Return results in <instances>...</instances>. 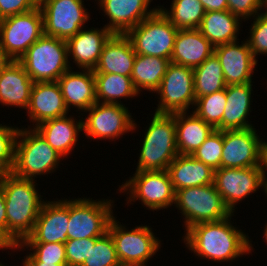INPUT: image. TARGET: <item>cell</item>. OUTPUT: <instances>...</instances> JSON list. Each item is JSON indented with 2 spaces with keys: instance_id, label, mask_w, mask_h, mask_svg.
<instances>
[{
  "instance_id": "obj_39",
  "label": "cell",
  "mask_w": 267,
  "mask_h": 266,
  "mask_svg": "<svg viewBox=\"0 0 267 266\" xmlns=\"http://www.w3.org/2000/svg\"><path fill=\"white\" fill-rule=\"evenodd\" d=\"M18 131L19 127L0 124V173L12 171Z\"/></svg>"
},
{
  "instance_id": "obj_1",
  "label": "cell",
  "mask_w": 267,
  "mask_h": 266,
  "mask_svg": "<svg viewBox=\"0 0 267 266\" xmlns=\"http://www.w3.org/2000/svg\"><path fill=\"white\" fill-rule=\"evenodd\" d=\"M229 217L215 222H204L188 228L182 238L186 247L199 259L214 262H233L244 254L252 253V241ZM232 222V223H231Z\"/></svg>"
},
{
  "instance_id": "obj_17",
  "label": "cell",
  "mask_w": 267,
  "mask_h": 266,
  "mask_svg": "<svg viewBox=\"0 0 267 266\" xmlns=\"http://www.w3.org/2000/svg\"><path fill=\"white\" fill-rule=\"evenodd\" d=\"M69 200L44 201L32 233L21 243H66Z\"/></svg>"
},
{
  "instance_id": "obj_21",
  "label": "cell",
  "mask_w": 267,
  "mask_h": 266,
  "mask_svg": "<svg viewBox=\"0 0 267 266\" xmlns=\"http://www.w3.org/2000/svg\"><path fill=\"white\" fill-rule=\"evenodd\" d=\"M113 33L105 26L86 30L81 29L75 36L66 41L68 58L75 63L79 69L94 70L98 64L104 44Z\"/></svg>"
},
{
  "instance_id": "obj_27",
  "label": "cell",
  "mask_w": 267,
  "mask_h": 266,
  "mask_svg": "<svg viewBox=\"0 0 267 266\" xmlns=\"http://www.w3.org/2000/svg\"><path fill=\"white\" fill-rule=\"evenodd\" d=\"M252 86V83L226 86L227 102L222 116V131L254 127L248 121L252 111Z\"/></svg>"
},
{
  "instance_id": "obj_18",
  "label": "cell",
  "mask_w": 267,
  "mask_h": 266,
  "mask_svg": "<svg viewBox=\"0 0 267 266\" xmlns=\"http://www.w3.org/2000/svg\"><path fill=\"white\" fill-rule=\"evenodd\" d=\"M214 53L222 66L226 85L253 83L252 77L258 64L245 40L215 46Z\"/></svg>"
},
{
  "instance_id": "obj_30",
  "label": "cell",
  "mask_w": 267,
  "mask_h": 266,
  "mask_svg": "<svg viewBox=\"0 0 267 266\" xmlns=\"http://www.w3.org/2000/svg\"><path fill=\"white\" fill-rule=\"evenodd\" d=\"M242 21L229 10L206 11L198 30L215 47L238 41Z\"/></svg>"
},
{
  "instance_id": "obj_47",
  "label": "cell",
  "mask_w": 267,
  "mask_h": 266,
  "mask_svg": "<svg viewBox=\"0 0 267 266\" xmlns=\"http://www.w3.org/2000/svg\"><path fill=\"white\" fill-rule=\"evenodd\" d=\"M29 253V254H28ZM26 254V258L28 259L30 266H67V264H55L49 262H39L30 252Z\"/></svg>"
},
{
  "instance_id": "obj_5",
  "label": "cell",
  "mask_w": 267,
  "mask_h": 266,
  "mask_svg": "<svg viewBox=\"0 0 267 266\" xmlns=\"http://www.w3.org/2000/svg\"><path fill=\"white\" fill-rule=\"evenodd\" d=\"M19 62L33 82L57 81L66 71L73 69L66 41L45 34L28 48Z\"/></svg>"
},
{
  "instance_id": "obj_19",
  "label": "cell",
  "mask_w": 267,
  "mask_h": 266,
  "mask_svg": "<svg viewBox=\"0 0 267 266\" xmlns=\"http://www.w3.org/2000/svg\"><path fill=\"white\" fill-rule=\"evenodd\" d=\"M153 0H98V7L107 16L104 25L113 34H126L131 28L153 15L158 8L149 5Z\"/></svg>"
},
{
  "instance_id": "obj_51",
  "label": "cell",
  "mask_w": 267,
  "mask_h": 266,
  "mask_svg": "<svg viewBox=\"0 0 267 266\" xmlns=\"http://www.w3.org/2000/svg\"><path fill=\"white\" fill-rule=\"evenodd\" d=\"M266 225H265V228H264V233H263V237H264V239H265V241L264 242H266V244H267V223H265Z\"/></svg>"
},
{
  "instance_id": "obj_46",
  "label": "cell",
  "mask_w": 267,
  "mask_h": 266,
  "mask_svg": "<svg viewBox=\"0 0 267 266\" xmlns=\"http://www.w3.org/2000/svg\"><path fill=\"white\" fill-rule=\"evenodd\" d=\"M261 170L263 173V179L267 180V141L263 140L261 146Z\"/></svg>"
},
{
  "instance_id": "obj_11",
  "label": "cell",
  "mask_w": 267,
  "mask_h": 266,
  "mask_svg": "<svg viewBox=\"0 0 267 266\" xmlns=\"http://www.w3.org/2000/svg\"><path fill=\"white\" fill-rule=\"evenodd\" d=\"M43 34L67 41L90 20L84 0H39Z\"/></svg>"
},
{
  "instance_id": "obj_16",
  "label": "cell",
  "mask_w": 267,
  "mask_h": 266,
  "mask_svg": "<svg viewBox=\"0 0 267 266\" xmlns=\"http://www.w3.org/2000/svg\"><path fill=\"white\" fill-rule=\"evenodd\" d=\"M256 128L223 130L221 168L259 167L261 164L260 138Z\"/></svg>"
},
{
  "instance_id": "obj_52",
  "label": "cell",
  "mask_w": 267,
  "mask_h": 266,
  "mask_svg": "<svg viewBox=\"0 0 267 266\" xmlns=\"http://www.w3.org/2000/svg\"><path fill=\"white\" fill-rule=\"evenodd\" d=\"M264 193L266 194L265 196L267 197V180H264Z\"/></svg>"
},
{
  "instance_id": "obj_45",
  "label": "cell",
  "mask_w": 267,
  "mask_h": 266,
  "mask_svg": "<svg viewBox=\"0 0 267 266\" xmlns=\"http://www.w3.org/2000/svg\"><path fill=\"white\" fill-rule=\"evenodd\" d=\"M205 11L228 10L227 0H200Z\"/></svg>"
},
{
  "instance_id": "obj_40",
  "label": "cell",
  "mask_w": 267,
  "mask_h": 266,
  "mask_svg": "<svg viewBox=\"0 0 267 266\" xmlns=\"http://www.w3.org/2000/svg\"><path fill=\"white\" fill-rule=\"evenodd\" d=\"M252 20L253 23H251L249 30L250 36L246 41L257 60L258 55L267 54V9L260 12Z\"/></svg>"
},
{
  "instance_id": "obj_9",
  "label": "cell",
  "mask_w": 267,
  "mask_h": 266,
  "mask_svg": "<svg viewBox=\"0 0 267 266\" xmlns=\"http://www.w3.org/2000/svg\"><path fill=\"white\" fill-rule=\"evenodd\" d=\"M112 203L111 199L90 197L69 200L68 240L102 237L114 217Z\"/></svg>"
},
{
  "instance_id": "obj_20",
  "label": "cell",
  "mask_w": 267,
  "mask_h": 266,
  "mask_svg": "<svg viewBox=\"0 0 267 266\" xmlns=\"http://www.w3.org/2000/svg\"><path fill=\"white\" fill-rule=\"evenodd\" d=\"M26 116L33 128L44 121L65 116L69 113L57 81L34 82ZM35 124V125H34Z\"/></svg>"
},
{
  "instance_id": "obj_32",
  "label": "cell",
  "mask_w": 267,
  "mask_h": 266,
  "mask_svg": "<svg viewBox=\"0 0 267 266\" xmlns=\"http://www.w3.org/2000/svg\"><path fill=\"white\" fill-rule=\"evenodd\" d=\"M94 76L98 103L122 105L119 99H129L140 95L129 76L114 73H94Z\"/></svg>"
},
{
  "instance_id": "obj_38",
  "label": "cell",
  "mask_w": 267,
  "mask_h": 266,
  "mask_svg": "<svg viewBox=\"0 0 267 266\" xmlns=\"http://www.w3.org/2000/svg\"><path fill=\"white\" fill-rule=\"evenodd\" d=\"M223 152V131L215 129L192 156L210 166L213 170L221 168Z\"/></svg>"
},
{
  "instance_id": "obj_44",
  "label": "cell",
  "mask_w": 267,
  "mask_h": 266,
  "mask_svg": "<svg viewBox=\"0 0 267 266\" xmlns=\"http://www.w3.org/2000/svg\"><path fill=\"white\" fill-rule=\"evenodd\" d=\"M0 232L7 238V213L3 188L0 185Z\"/></svg>"
},
{
  "instance_id": "obj_14",
  "label": "cell",
  "mask_w": 267,
  "mask_h": 266,
  "mask_svg": "<svg viewBox=\"0 0 267 266\" xmlns=\"http://www.w3.org/2000/svg\"><path fill=\"white\" fill-rule=\"evenodd\" d=\"M154 93L159 95L155 113L189 111L196 100L193 69L170 62L160 87Z\"/></svg>"
},
{
  "instance_id": "obj_26",
  "label": "cell",
  "mask_w": 267,
  "mask_h": 266,
  "mask_svg": "<svg viewBox=\"0 0 267 266\" xmlns=\"http://www.w3.org/2000/svg\"><path fill=\"white\" fill-rule=\"evenodd\" d=\"M214 48L198 29H179L170 62L194 69L214 53Z\"/></svg>"
},
{
  "instance_id": "obj_23",
  "label": "cell",
  "mask_w": 267,
  "mask_h": 266,
  "mask_svg": "<svg viewBox=\"0 0 267 266\" xmlns=\"http://www.w3.org/2000/svg\"><path fill=\"white\" fill-rule=\"evenodd\" d=\"M33 81L19 61H12L0 72V104L27 109Z\"/></svg>"
},
{
  "instance_id": "obj_12",
  "label": "cell",
  "mask_w": 267,
  "mask_h": 266,
  "mask_svg": "<svg viewBox=\"0 0 267 266\" xmlns=\"http://www.w3.org/2000/svg\"><path fill=\"white\" fill-rule=\"evenodd\" d=\"M87 117H83V133L86 138L116 141L137 128V123L132 118L125 104H107L96 102L87 111Z\"/></svg>"
},
{
  "instance_id": "obj_41",
  "label": "cell",
  "mask_w": 267,
  "mask_h": 266,
  "mask_svg": "<svg viewBox=\"0 0 267 266\" xmlns=\"http://www.w3.org/2000/svg\"><path fill=\"white\" fill-rule=\"evenodd\" d=\"M228 10L244 22L267 9L264 0H227Z\"/></svg>"
},
{
  "instance_id": "obj_50",
  "label": "cell",
  "mask_w": 267,
  "mask_h": 266,
  "mask_svg": "<svg viewBox=\"0 0 267 266\" xmlns=\"http://www.w3.org/2000/svg\"><path fill=\"white\" fill-rule=\"evenodd\" d=\"M23 258L24 259H22V265L23 266H30V263H29L28 259L26 257H23ZM0 266H5V265L2 262H0ZM6 266H8V265H6Z\"/></svg>"
},
{
  "instance_id": "obj_28",
  "label": "cell",
  "mask_w": 267,
  "mask_h": 266,
  "mask_svg": "<svg viewBox=\"0 0 267 266\" xmlns=\"http://www.w3.org/2000/svg\"><path fill=\"white\" fill-rule=\"evenodd\" d=\"M175 191L213 184L214 170L192 155H178L167 168Z\"/></svg>"
},
{
  "instance_id": "obj_13",
  "label": "cell",
  "mask_w": 267,
  "mask_h": 266,
  "mask_svg": "<svg viewBox=\"0 0 267 266\" xmlns=\"http://www.w3.org/2000/svg\"><path fill=\"white\" fill-rule=\"evenodd\" d=\"M43 35V16L39 6L0 20V46L14 61H19Z\"/></svg>"
},
{
  "instance_id": "obj_3",
  "label": "cell",
  "mask_w": 267,
  "mask_h": 266,
  "mask_svg": "<svg viewBox=\"0 0 267 266\" xmlns=\"http://www.w3.org/2000/svg\"><path fill=\"white\" fill-rule=\"evenodd\" d=\"M136 171H164L179 155L174 113H153L145 129Z\"/></svg>"
},
{
  "instance_id": "obj_35",
  "label": "cell",
  "mask_w": 267,
  "mask_h": 266,
  "mask_svg": "<svg viewBox=\"0 0 267 266\" xmlns=\"http://www.w3.org/2000/svg\"><path fill=\"white\" fill-rule=\"evenodd\" d=\"M227 98L226 88L212 94L196 98L192 109L198 117L210 124L214 129L222 130V116Z\"/></svg>"
},
{
  "instance_id": "obj_33",
  "label": "cell",
  "mask_w": 267,
  "mask_h": 266,
  "mask_svg": "<svg viewBox=\"0 0 267 266\" xmlns=\"http://www.w3.org/2000/svg\"><path fill=\"white\" fill-rule=\"evenodd\" d=\"M195 98L226 88L222 66L213 53L201 65L193 69Z\"/></svg>"
},
{
  "instance_id": "obj_36",
  "label": "cell",
  "mask_w": 267,
  "mask_h": 266,
  "mask_svg": "<svg viewBox=\"0 0 267 266\" xmlns=\"http://www.w3.org/2000/svg\"><path fill=\"white\" fill-rule=\"evenodd\" d=\"M82 266H121L114 241L108 232L102 237L90 238V252Z\"/></svg>"
},
{
  "instance_id": "obj_15",
  "label": "cell",
  "mask_w": 267,
  "mask_h": 266,
  "mask_svg": "<svg viewBox=\"0 0 267 266\" xmlns=\"http://www.w3.org/2000/svg\"><path fill=\"white\" fill-rule=\"evenodd\" d=\"M213 184L224 201L234 213L235 206L257 190L264 189L261 166L249 168H219L214 170Z\"/></svg>"
},
{
  "instance_id": "obj_43",
  "label": "cell",
  "mask_w": 267,
  "mask_h": 266,
  "mask_svg": "<svg viewBox=\"0 0 267 266\" xmlns=\"http://www.w3.org/2000/svg\"><path fill=\"white\" fill-rule=\"evenodd\" d=\"M39 0H0V20L28 12L38 6Z\"/></svg>"
},
{
  "instance_id": "obj_25",
  "label": "cell",
  "mask_w": 267,
  "mask_h": 266,
  "mask_svg": "<svg viewBox=\"0 0 267 266\" xmlns=\"http://www.w3.org/2000/svg\"><path fill=\"white\" fill-rule=\"evenodd\" d=\"M74 116H62L47 120L35 127L47 143L63 158H67L79 140V132H83V121Z\"/></svg>"
},
{
  "instance_id": "obj_29",
  "label": "cell",
  "mask_w": 267,
  "mask_h": 266,
  "mask_svg": "<svg viewBox=\"0 0 267 266\" xmlns=\"http://www.w3.org/2000/svg\"><path fill=\"white\" fill-rule=\"evenodd\" d=\"M190 114V115H189ZM178 154L192 155L215 130L194 112L174 113Z\"/></svg>"
},
{
  "instance_id": "obj_8",
  "label": "cell",
  "mask_w": 267,
  "mask_h": 266,
  "mask_svg": "<svg viewBox=\"0 0 267 266\" xmlns=\"http://www.w3.org/2000/svg\"><path fill=\"white\" fill-rule=\"evenodd\" d=\"M122 183L117 190L127 194V204L138 200L153 212L170 208L174 204L175 190L167 170L135 172Z\"/></svg>"
},
{
  "instance_id": "obj_22",
  "label": "cell",
  "mask_w": 267,
  "mask_h": 266,
  "mask_svg": "<svg viewBox=\"0 0 267 266\" xmlns=\"http://www.w3.org/2000/svg\"><path fill=\"white\" fill-rule=\"evenodd\" d=\"M68 110L75 107L79 114L97 102L94 71L69 69L57 80Z\"/></svg>"
},
{
  "instance_id": "obj_10",
  "label": "cell",
  "mask_w": 267,
  "mask_h": 266,
  "mask_svg": "<svg viewBox=\"0 0 267 266\" xmlns=\"http://www.w3.org/2000/svg\"><path fill=\"white\" fill-rule=\"evenodd\" d=\"M177 29L158 9L125 35L136 54L171 60Z\"/></svg>"
},
{
  "instance_id": "obj_6",
  "label": "cell",
  "mask_w": 267,
  "mask_h": 266,
  "mask_svg": "<svg viewBox=\"0 0 267 266\" xmlns=\"http://www.w3.org/2000/svg\"><path fill=\"white\" fill-rule=\"evenodd\" d=\"M116 218L114 216L110 220L107 232L114 241L121 266H147L148 261L161 248V240L155 237L152 228L147 224L129 230Z\"/></svg>"
},
{
  "instance_id": "obj_48",
  "label": "cell",
  "mask_w": 267,
  "mask_h": 266,
  "mask_svg": "<svg viewBox=\"0 0 267 266\" xmlns=\"http://www.w3.org/2000/svg\"><path fill=\"white\" fill-rule=\"evenodd\" d=\"M13 60L7 55L5 50L0 46V72Z\"/></svg>"
},
{
  "instance_id": "obj_34",
  "label": "cell",
  "mask_w": 267,
  "mask_h": 266,
  "mask_svg": "<svg viewBox=\"0 0 267 266\" xmlns=\"http://www.w3.org/2000/svg\"><path fill=\"white\" fill-rule=\"evenodd\" d=\"M157 7L177 29H198L206 12L200 0H172L168 10Z\"/></svg>"
},
{
  "instance_id": "obj_49",
  "label": "cell",
  "mask_w": 267,
  "mask_h": 266,
  "mask_svg": "<svg viewBox=\"0 0 267 266\" xmlns=\"http://www.w3.org/2000/svg\"><path fill=\"white\" fill-rule=\"evenodd\" d=\"M14 245L0 232V250L12 249Z\"/></svg>"
},
{
  "instance_id": "obj_42",
  "label": "cell",
  "mask_w": 267,
  "mask_h": 266,
  "mask_svg": "<svg viewBox=\"0 0 267 266\" xmlns=\"http://www.w3.org/2000/svg\"><path fill=\"white\" fill-rule=\"evenodd\" d=\"M64 245L67 266H82L90 252V238L68 240Z\"/></svg>"
},
{
  "instance_id": "obj_2",
  "label": "cell",
  "mask_w": 267,
  "mask_h": 266,
  "mask_svg": "<svg viewBox=\"0 0 267 266\" xmlns=\"http://www.w3.org/2000/svg\"><path fill=\"white\" fill-rule=\"evenodd\" d=\"M36 181L19 178L11 172L0 173L7 213V239L14 246L32 233L45 201L37 190Z\"/></svg>"
},
{
  "instance_id": "obj_7",
  "label": "cell",
  "mask_w": 267,
  "mask_h": 266,
  "mask_svg": "<svg viewBox=\"0 0 267 266\" xmlns=\"http://www.w3.org/2000/svg\"><path fill=\"white\" fill-rule=\"evenodd\" d=\"M174 206L184 216L185 231L195 224L220 221L232 214L214 184L175 191Z\"/></svg>"
},
{
  "instance_id": "obj_37",
  "label": "cell",
  "mask_w": 267,
  "mask_h": 266,
  "mask_svg": "<svg viewBox=\"0 0 267 266\" xmlns=\"http://www.w3.org/2000/svg\"><path fill=\"white\" fill-rule=\"evenodd\" d=\"M24 247L27 250L30 249V253L39 262L67 264L64 243H18L11 250L13 252L22 251L23 249L26 251Z\"/></svg>"
},
{
  "instance_id": "obj_31",
  "label": "cell",
  "mask_w": 267,
  "mask_h": 266,
  "mask_svg": "<svg viewBox=\"0 0 267 266\" xmlns=\"http://www.w3.org/2000/svg\"><path fill=\"white\" fill-rule=\"evenodd\" d=\"M169 63V59L136 54L131 79L139 94L142 90L154 93L160 87Z\"/></svg>"
},
{
  "instance_id": "obj_24",
  "label": "cell",
  "mask_w": 267,
  "mask_h": 266,
  "mask_svg": "<svg viewBox=\"0 0 267 266\" xmlns=\"http://www.w3.org/2000/svg\"><path fill=\"white\" fill-rule=\"evenodd\" d=\"M136 53L125 34H113L104 44L94 73H114L131 77Z\"/></svg>"
},
{
  "instance_id": "obj_4",
  "label": "cell",
  "mask_w": 267,
  "mask_h": 266,
  "mask_svg": "<svg viewBox=\"0 0 267 266\" xmlns=\"http://www.w3.org/2000/svg\"><path fill=\"white\" fill-rule=\"evenodd\" d=\"M31 126L19 128L11 173L22 179L54 173L64 158Z\"/></svg>"
}]
</instances>
